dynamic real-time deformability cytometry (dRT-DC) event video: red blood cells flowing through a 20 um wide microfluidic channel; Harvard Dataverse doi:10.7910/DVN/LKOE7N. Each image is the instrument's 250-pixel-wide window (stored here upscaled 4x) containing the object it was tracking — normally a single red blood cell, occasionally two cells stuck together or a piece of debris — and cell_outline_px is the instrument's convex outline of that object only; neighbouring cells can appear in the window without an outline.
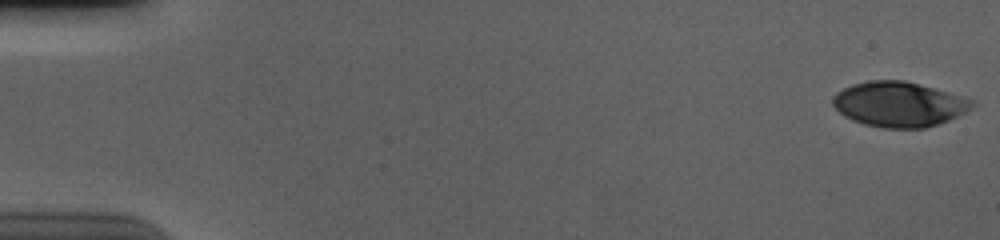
{"species": "human", "species_latin": "Homo sapiens", "temperature_condition": "cold", "stored_images_in_passage": 56, "camera_frame_rate_fps": 3000, "um_per_image_px": 0.085, "donor": {"sex": "male"}, "frame": {"image": 1, "passage_image": 1, "time_ms": 0.0, "image_size_px": [1000, 240], "cell_outline_px": [[976, 104], [972, 108], [948, 120], [924, 128], [884, 128], [864, 124], [852, 120], [844, 116], [832, 104], [832, 96], [836, 92], [852, 84], [868, 80], [904, 80], [948, 92], [976, 100]], "centroid_in_image_um": [76.4, 8.85], "position_along_channel_um": 8.6, "area_um2": 36.53}}
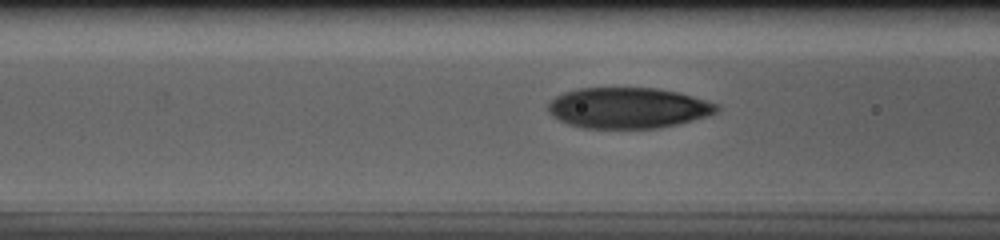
{"frame": {"image": 2, "passage_image": 23, "time_ms": 7.333, "image_size_px": [1000, 240], "cell_outline_px": [[720, 108], [716, 112], [708, 116], [676, 124], [656, 128], [584, 128], [568, 124], [552, 116], [548, 112], [548, 104], [556, 96], [564, 92], [576, 88], [656, 88], [680, 92], [720, 104]], "centroid_in_image_um": [53.4, 9.16], "position_along_channel_um": 113.2, "area_um2": 40.23}}
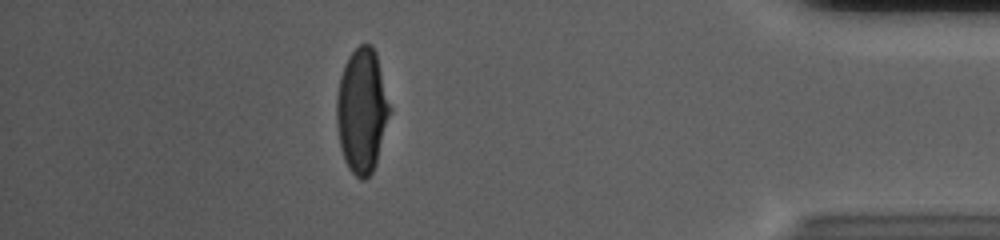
{"frame": {"image": 3, "passage_image": 50, "time_ms": 16.333, "image_size_px": [1000, 240], "cell_outline_px": [[392, 108], [376, 160], [372, 172], [364, 180], [360, 180], [348, 168], [344, 160], [340, 148], [336, 124], [336, 96], [340, 76], [344, 64], [348, 56], [360, 44], [372, 44], [376, 52]], "centroid_in_image_um": [30.75, 9.37], "position_along_channel_um": 404.4, "area_um2": 38.84}, "authors_computed_cell_mechanics": {"area_um2": 39.7664, "velocity_mm_per_s": 3.6966, "shape_relaxation_time_tau1_ms": 4.1918, "shape_relaxation_time_tau2_ms": 0.8865, "deformation_change_tau1": 0.1878, "deformation_change_tau2": 0.0633}}